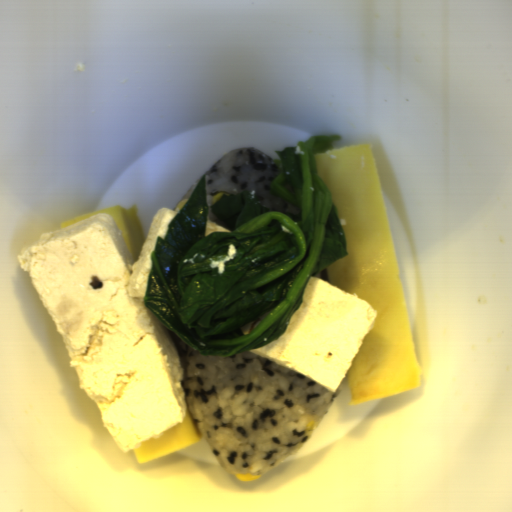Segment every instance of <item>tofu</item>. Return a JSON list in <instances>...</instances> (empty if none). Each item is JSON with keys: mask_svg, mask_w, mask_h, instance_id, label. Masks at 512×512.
<instances>
[{"mask_svg": "<svg viewBox=\"0 0 512 512\" xmlns=\"http://www.w3.org/2000/svg\"><path fill=\"white\" fill-rule=\"evenodd\" d=\"M176 209L160 207L139 258L109 213L42 233L17 254L62 334L82 388L123 453L182 423L186 372L168 330L145 304L157 237Z\"/></svg>", "mask_w": 512, "mask_h": 512, "instance_id": "5b9d583a", "label": "tofu"}, {"mask_svg": "<svg viewBox=\"0 0 512 512\" xmlns=\"http://www.w3.org/2000/svg\"><path fill=\"white\" fill-rule=\"evenodd\" d=\"M378 314L370 302L310 275L286 332L248 351L335 394Z\"/></svg>", "mask_w": 512, "mask_h": 512, "instance_id": "ead7c124", "label": "tofu"}, {"mask_svg": "<svg viewBox=\"0 0 512 512\" xmlns=\"http://www.w3.org/2000/svg\"><path fill=\"white\" fill-rule=\"evenodd\" d=\"M214 232H230L229 230H227L226 228L218 225L217 223L209 220L207 218V221H206V227H205V237L207 235H209L210 233H214ZM232 233V232H231Z\"/></svg>", "mask_w": 512, "mask_h": 512, "instance_id": "31d398ca", "label": "tofu"}]
</instances>
